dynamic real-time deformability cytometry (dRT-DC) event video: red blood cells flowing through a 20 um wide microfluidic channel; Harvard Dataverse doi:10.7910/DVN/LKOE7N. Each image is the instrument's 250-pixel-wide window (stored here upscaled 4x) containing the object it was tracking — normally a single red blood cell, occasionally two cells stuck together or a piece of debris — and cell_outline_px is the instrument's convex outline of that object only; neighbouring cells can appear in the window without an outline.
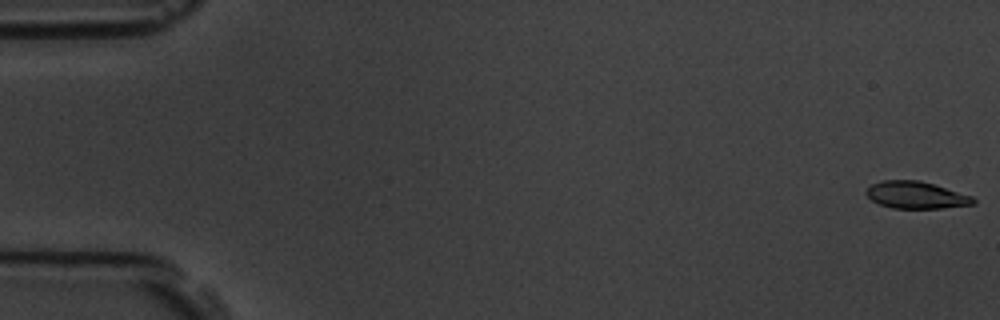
{"species": "common noctule bat (a hibernating species)", "species_latin": "Nyctalus noctula", "temperature_condition": "room temperature", "stored_images_in_passage": 6, "camera_frame_rate_fps": 3000, "um_per_image_px": 0.085, "animal": {"sex": "male", "body_mass_g": 19.5, "forearm_length_mm": 54.6}, "frame": {"image": 1, "passage_image": 1, "time_ms": 0.0, "image_size_px": [1000, 320], "cell_outline_px": [[976, 204], [944, 208], [892, 208], [880, 204], [872, 200], [864, 192], [872, 184], [884, 180], [920, 180], [972, 196], [976, 200]], "centroid_in_image_um": [77.88, 16.58], "position_along_channel_um": 7.1, "area_um2": 16.82}}
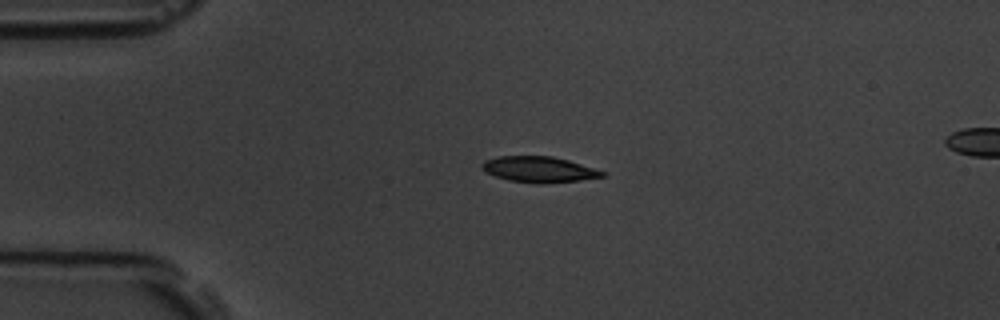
{"frame": {"image": 2, "passage_image": 4, "time_ms": 4.0, "image_size_px": [1000, 320], "cell_outline_px": [[608, 172], [604, 176], [580, 180], [540, 184], [536, 184], [508, 180], [484, 172], [480, 168], [480, 164], [484, 160], [500, 156], [552, 156], [568, 160]], "centroid_in_image_um": [45.79, 14.4], "position_along_channel_um": 39.2, "area_um2": 18.26}}
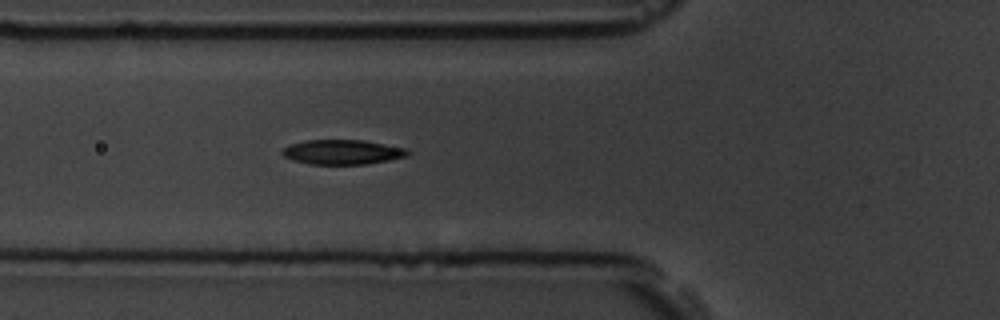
{"frame": {"image": 3, "passage_image": 6, "time_ms": 6.333, "image_size_px": [1000, 320], "cell_outline_px": [[412, 152], [408, 156], [388, 160], [364, 164], [308, 164], [292, 160], [284, 156], [280, 152], [284, 148], [292, 144], [304, 140], [364, 140], [404, 148]], "centroid_in_image_um": [29.1, 12.92], "position_along_channel_um": 96.7, "area_um2": 17.98}}